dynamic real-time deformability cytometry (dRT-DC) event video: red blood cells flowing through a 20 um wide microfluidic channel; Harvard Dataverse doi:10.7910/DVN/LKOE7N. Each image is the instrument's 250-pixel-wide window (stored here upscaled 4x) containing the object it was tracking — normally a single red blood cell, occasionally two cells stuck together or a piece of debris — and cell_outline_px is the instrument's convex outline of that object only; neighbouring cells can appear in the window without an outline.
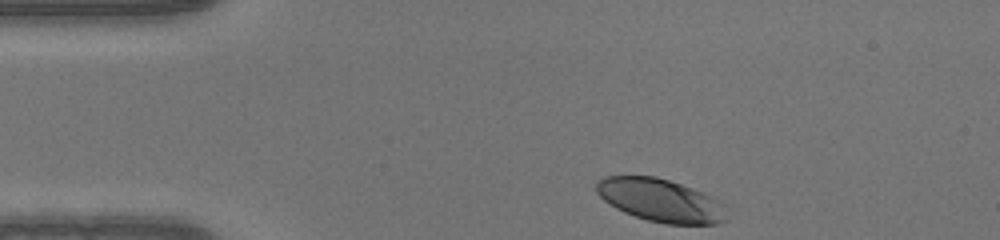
{"species": "human", "species_latin": "Homo sapiens", "temperature_condition": "warm", "stored_images_in_passage": 33, "camera_frame_rate_fps": 3000, "um_per_image_px": 0.085, "donor": {"sex": "male"}, "frame": {"image": 1, "passage_image": 1, "time_ms": 0.0, "image_size_px": [1000, 240], "cell_outline_px": [[724, 220], [716, 224], [668, 224], [648, 220], [624, 212], [616, 208], [604, 200], [596, 192], [596, 184], [604, 176], [656, 176], [692, 188], [720, 200], [724, 204]], "centroid_in_image_um": [56.13, 17.02], "position_along_channel_um": 28.9, "area_um2": 32.25}}
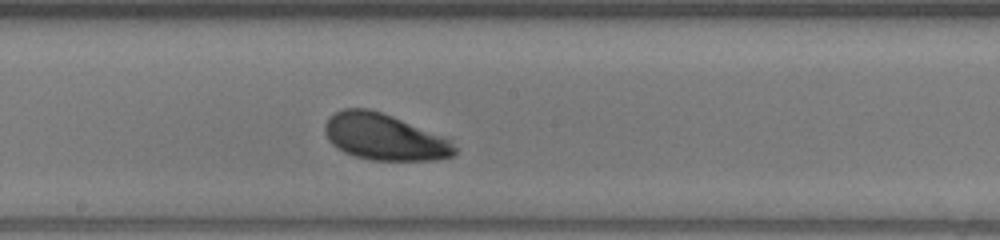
{"frame": {"image": 2, "passage_image": 19, "time_ms": 6.0, "image_size_px": [1000, 240], "cell_outline_px": [[456, 152], [452, 156], [436, 160], [372, 160], [356, 156], [344, 152], [336, 148], [328, 140], [324, 132], [324, 124], [336, 112], [344, 108], [368, 108], [392, 116], [444, 136], [456, 148]], "centroid_in_image_um": [32.65, 11.65], "position_along_channel_um": 215.6, "area_um2": 34.85}}
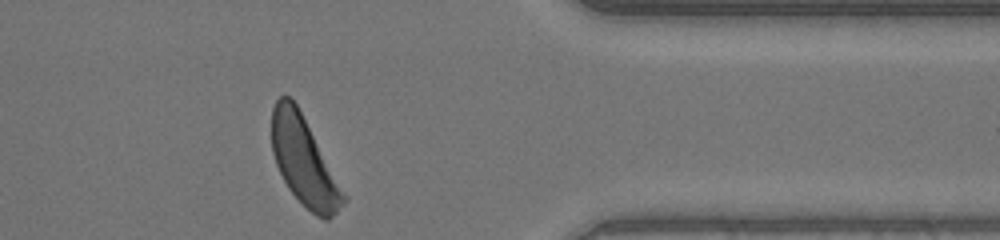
{"frame": {"image": 3, "passage_image": 33, "time_ms": 10.667, "image_size_px": [1000, 240], "cell_outline_px": [[348, 200], [328, 220], [324, 220], [316, 216], [288, 188], [276, 164], [272, 152], [272, 108], [276, 100], [280, 96], [288, 96], [296, 104], [348, 196]], "centroid_in_image_um": [25.86, 13.73], "position_along_channel_um": 385.5, "area_um2": 36.47}}